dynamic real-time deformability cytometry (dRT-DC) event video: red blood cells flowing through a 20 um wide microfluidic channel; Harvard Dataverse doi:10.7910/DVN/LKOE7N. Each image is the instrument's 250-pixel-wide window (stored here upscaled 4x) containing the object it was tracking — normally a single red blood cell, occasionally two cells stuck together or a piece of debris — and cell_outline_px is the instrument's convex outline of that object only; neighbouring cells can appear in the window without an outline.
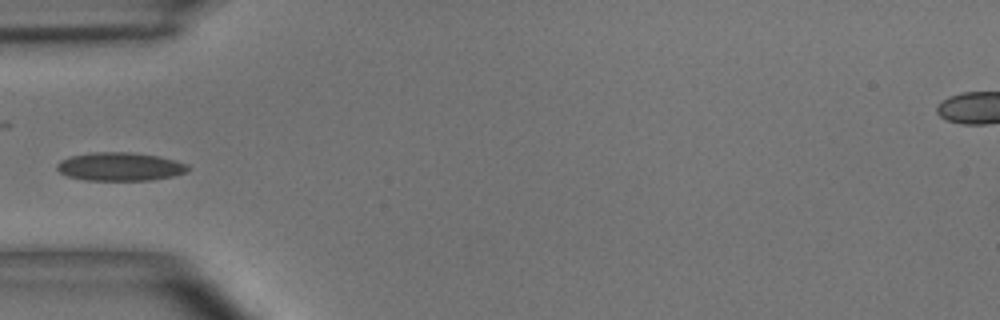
{"species": "common noctule bat (a hibernating species)", "species_latin": "Nyctalus noctula", "temperature_condition": "room temperature", "stored_images_in_passage": 4, "camera_frame_rate_fps": 3000, "um_per_image_px": 0.085, "animal": {"sex": "male", "body_mass_g": 15.6}, "frame": {"image": 1, "passage_image": 4, "time_ms": 3.667, "image_size_px": [1000, 320], "cell_outline_px": [[192, 168], [188, 172], [176, 176], [152, 180], [84, 180], [68, 176], [60, 172], [56, 168], [56, 164], [60, 160], [68, 156], [92, 152], [128, 152], [160, 156], [176, 160], [188, 164]], "centroid_in_image_um": [10.25, 14.16], "position_along_channel_um": 74.8, "area_um2": 22.08}}